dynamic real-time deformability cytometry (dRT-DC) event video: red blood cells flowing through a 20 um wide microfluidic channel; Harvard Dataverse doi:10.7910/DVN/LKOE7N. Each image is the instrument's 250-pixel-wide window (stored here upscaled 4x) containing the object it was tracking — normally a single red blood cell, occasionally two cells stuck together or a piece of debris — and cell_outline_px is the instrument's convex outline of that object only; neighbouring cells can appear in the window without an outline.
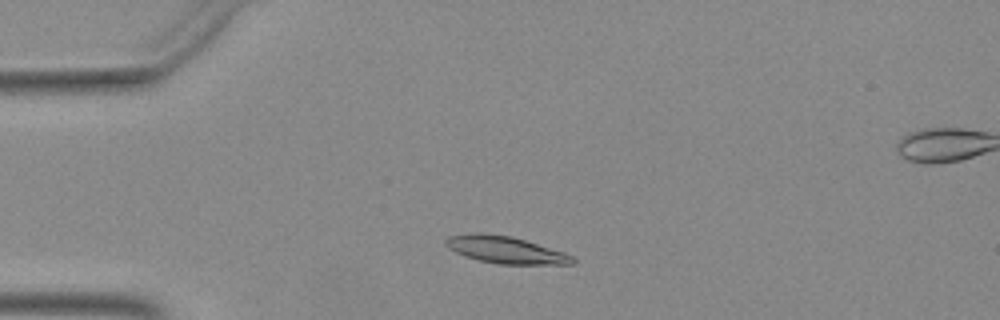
{"species": "Egyptian fruit bat (a non-hibernating species)", "species_latin": "Rousettus aegyptiacus", "temperature_condition": "warm", "stored_images_in_passage": 46, "segment_of_instrument_passage": [1, 2], "camera_frame_rate_fps": 3000, "um_per_image_px": 0.085, "animal": {"sex": "female"}, "frame": {"image": 1, "passage_image": 7, "time_ms": 2.0, "image_size_px": [1000, 320], "cell_outline_px": [[576, 264], [496, 264], [480, 260], [456, 252], [448, 248], [444, 244], [444, 240], [448, 236], [476, 232], [480, 232], [512, 236], [564, 252], [572, 256], [576, 260]], "centroid_in_image_um": [42.96, 21.23], "position_along_channel_um": 42.0, "area_um2": 20.0}}
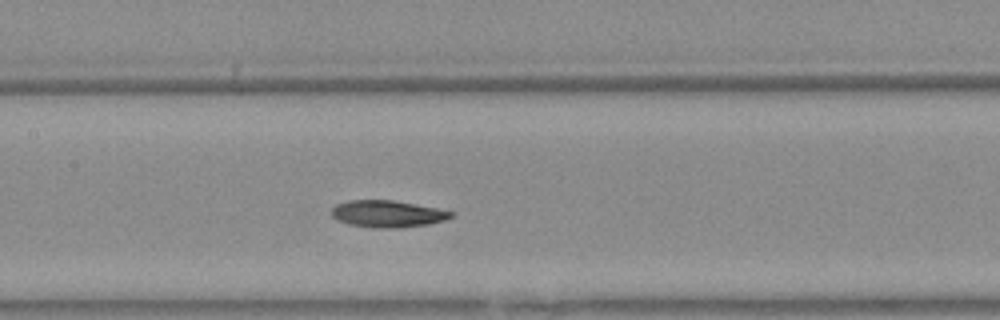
{"frame": {"image": 2, "passage_image": 19, "time_ms": 6.0, "image_size_px": [1000, 320], "cell_outline_px": [[452, 216], [444, 220], [428, 224], [400, 228], [372, 228], [348, 224], [336, 220], [332, 216], [332, 208], [336, 204], [348, 200], [392, 200], [436, 208], [452, 212]], "centroid_in_image_um": [32.88, 18.18], "position_along_channel_um": 174.5, "area_um2": 18.67}}
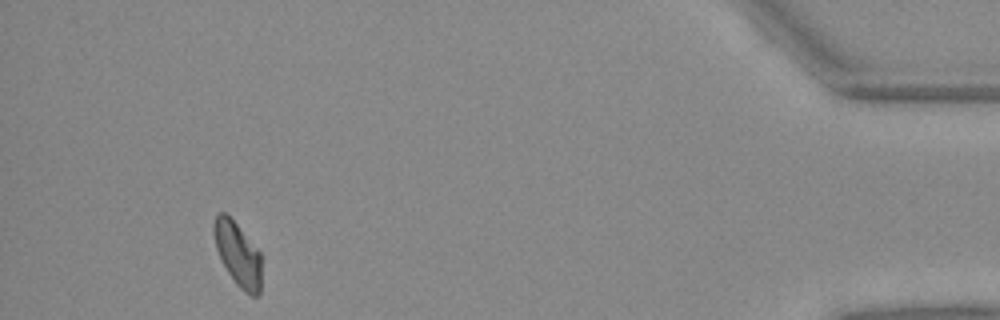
{"frame": {"image": 3, "passage_image": 42, "time_ms": 13.667, "image_size_px": [1000, 320], "cell_outline_px": [[260, 292], [256, 296], [252, 296], [244, 292], [236, 284], [228, 272], [216, 248], [212, 232], [212, 224], [216, 216], [220, 212], [224, 212], [236, 224], [260, 252]], "centroid_in_image_um": [20.19, 21.6], "position_along_channel_um": 415.0, "area_um2": 17.4}}